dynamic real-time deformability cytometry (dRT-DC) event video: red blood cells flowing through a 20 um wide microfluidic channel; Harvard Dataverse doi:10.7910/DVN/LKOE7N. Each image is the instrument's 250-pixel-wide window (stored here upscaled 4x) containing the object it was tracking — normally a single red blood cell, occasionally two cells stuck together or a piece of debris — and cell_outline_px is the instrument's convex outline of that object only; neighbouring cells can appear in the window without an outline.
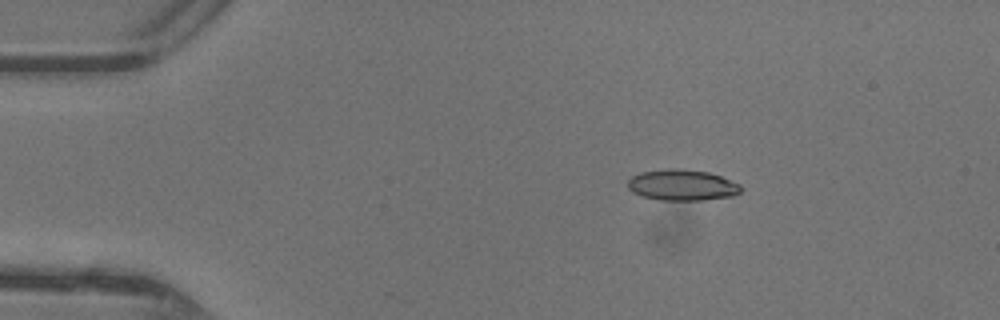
{"species": "common noctule bat (a hibernating species)", "species_latin": "Nyctalus noctula", "temperature_condition": "warm", "stored_images_in_passage": 40, "camera_frame_rate_fps": 3000, "um_per_image_px": 0.085, "animal": {"sex": "female"}, "frame": {"image": 1, "passage_image": 1, "time_ms": 0.0, "image_size_px": [1000, 320], "cell_outline_px": [[744, 188], [736, 196], [704, 200], [660, 200], [640, 196], [632, 192], [628, 188], [628, 180], [632, 176], [640, 172], [668, 168], [680, 168], [708, 172], [720, 176], [740, 184]], "centroid_in_image_um": [57.99, 15.73], "position_along_channel_um": 27.0, "area_um2": 20.75}}
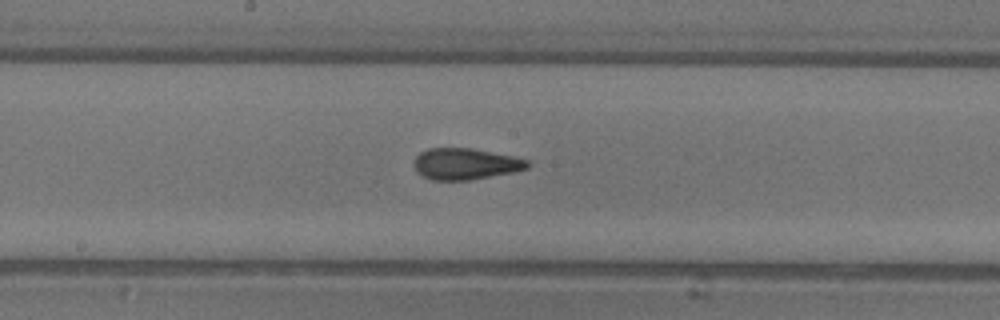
{"frame": {"image": 2, "passage_image": 18, "time_ms": 5.667, "image_size_px": [1000, 320], "cell_outline_px": [[532, 164], [528, 168], [512, 172], [468, 180], [432, 180], [416, 172], [412, 164], [416, 156], [420, 152], [428, 148], [472, 148], [516, 156], [528, 160]], "centroid_in_image_um": [39.56, 13.92], "position_along_channel_um": 208.6, "area_um2": 20.92}}
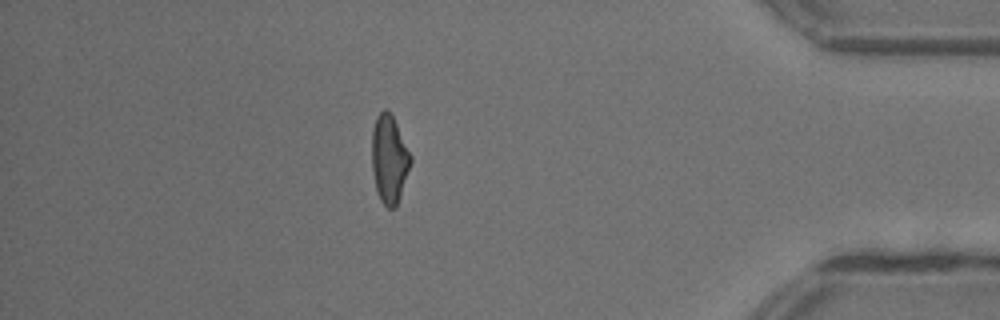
{"frame": {"image": 3, "passage_image": 34, "time_ms": 11.0, "image_size_px": [1000, 320], "cell_outline_px": [[412, 160], [396, 208], [388, 208], [380, 200], [376, 192], [372, 168], [372, 128], [376, 116], [384, 108], [388, 108], [412, 156]], "centroid_in_image_um": [33.07, 13.52], "position_along_channel_um": 402.1, "area_um2": 19.94}, "authors_computed_cell_mechanics": {"area_um2": 20.519, "velocity_mm_per_s": 4.4242, "shape_relaxation_time_tau1_ms": null, "shape_relaxation_time_tau2_ms": 1.3404, "deformation_change_tau1": null, "deformation_change_tau2": 0.0877}}